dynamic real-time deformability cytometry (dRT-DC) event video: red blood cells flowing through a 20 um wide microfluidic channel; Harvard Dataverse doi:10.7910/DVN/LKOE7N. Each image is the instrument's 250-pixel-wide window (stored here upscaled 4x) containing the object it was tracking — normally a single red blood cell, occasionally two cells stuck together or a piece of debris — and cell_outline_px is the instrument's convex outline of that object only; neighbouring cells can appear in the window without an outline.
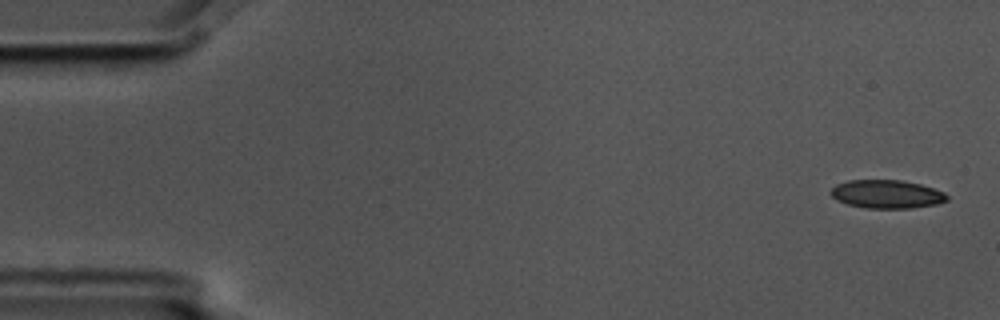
{"species": "common noctule bat (a hibernating species)", "species_latin": "Nyctalus noctula", "temperature_condition": "cold", "stored_images_in_passage": 5, "camera_frame_rate_fps": 3000, "um_per_image_px": 0.085, "animal": {"sex": "male", "body_mass_g": 17.5, "forearm_length_mm": 52.3}, "frame": {"image": 1, "passage_image": 1, "time_ms": 0.0, "image_size_px": [1000, 320], "cell_outline_px": [[948, 200], [936, 204], [912, 208], [864, 208], [848, 204], [836, 200], [828, 192], [836, 184], [848, 180], [900, 180], [920, 184], [944, 192], [948, 196]], "centroid_in_image_um": [75.34, 16.5], "position_along_channel_um": 9.7, "area_um2": 19.25}}
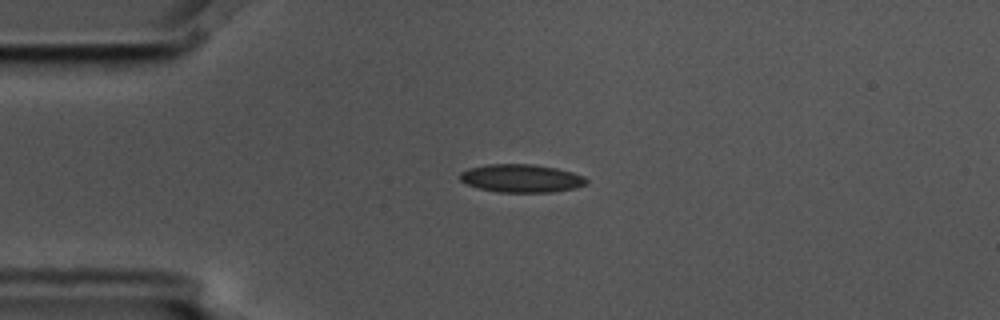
{"frame": {"image": 2, "passage_image": 4, "time_ms": 1.0, "image_size_px": [1000, 320], "cell_outline_px": [[588, 184], [576, 188], [552, 192], [496, 192], [476, 188], [460, 180], [460, 172], [468, 168], [488, 164], [532, 164], [556, 168], [572, 172], [584, 176], [588, 180]], "centroid_in_image_um": [44.32, 15.16], "position_along_channel_um": 40.7, "area_um2": 20.87}}